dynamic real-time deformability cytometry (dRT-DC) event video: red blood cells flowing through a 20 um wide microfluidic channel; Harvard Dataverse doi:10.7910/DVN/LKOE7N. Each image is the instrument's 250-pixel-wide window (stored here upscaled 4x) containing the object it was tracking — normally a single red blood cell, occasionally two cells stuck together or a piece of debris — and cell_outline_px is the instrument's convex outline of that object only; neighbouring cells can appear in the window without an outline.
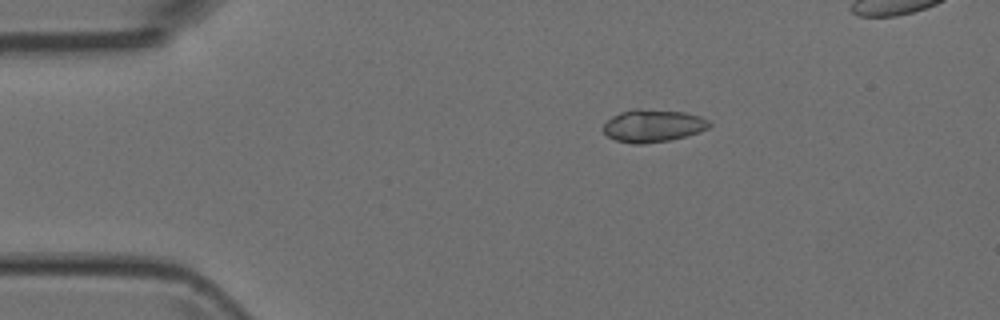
{"species": "Egyptian fruit bat (a non-hibernating species)", "species_latin": "Rousettus aegyptiacus", "temperature_condition": "room temperature", "stored_images_in_passage": 6, "camera_frame_rate_fps": 3000, "um_per_image_px": 0.085, "animal": {"sex": "female"}, "frame": {"image": 1, "passage_image": 2, "time_ms": 1.333, "image_size_px": [1000, 320], "cell_outline_px": [[712, 124], [708, 128], [700, 132], [688, 136], [668, 140], [644, 144], [632, 144], [616, 140], [608, 136], [604, 132], [604, 124], [612, 116], [620, 112], [632, 108], [640, 108], [684, 112], [700, 116], [708, 120]], "centroid_in_image_um": [55.52, 10.68], "position_along_channel_um": 29.5, "area_um2": 20.29}}
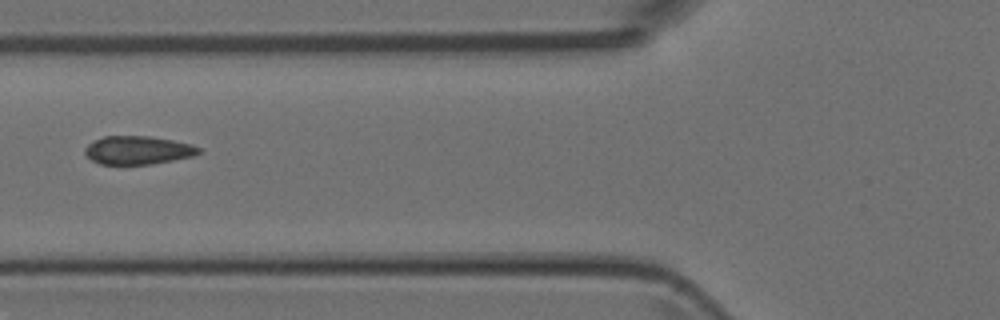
{"frame": {"image": 2, "passage_image": 5, "time_ms": 4.667, "image_size_px": [1000, 320], "cell_outline_px": [[200, 152], [192, 156], [152, 164], [100, 164], [92, 160], [84, 152], [84, 148], [88, 144], [104, 136], [152, 136], [192, 144], [200, 148]], "centroid_in_image_um": [11.71, 12.76], "position_along_channel_um": 114.1, "area_um2": 18.67}}
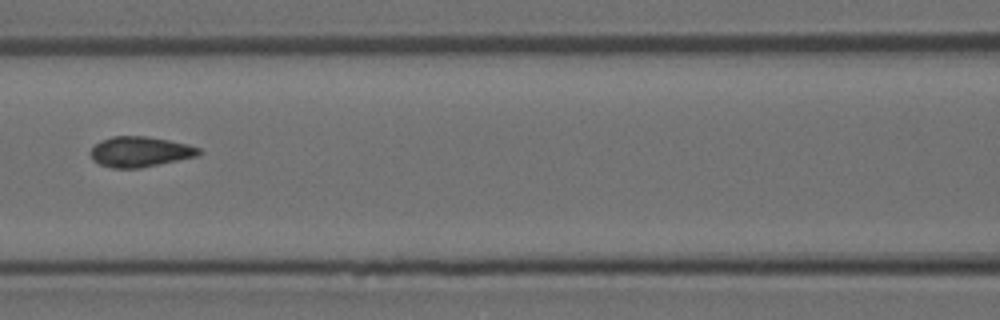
{"frame": {"image": 3, "passage_image": 6, "time_ms": 5.667, "image_size_px": [1000, 320], "cell_outline_px": [[204, 152], [200, 156], [140, 168], [112, 168], [100, 164], [92, 160], [92, 148], [100, 140], [112, 136], [144, 136], [168, 140], [188, 144], [200, 148]], "centroid_in_image_um": [11.96, 12.9], "position_along_channel_um": 154.6, "area_um2": 19.25}}